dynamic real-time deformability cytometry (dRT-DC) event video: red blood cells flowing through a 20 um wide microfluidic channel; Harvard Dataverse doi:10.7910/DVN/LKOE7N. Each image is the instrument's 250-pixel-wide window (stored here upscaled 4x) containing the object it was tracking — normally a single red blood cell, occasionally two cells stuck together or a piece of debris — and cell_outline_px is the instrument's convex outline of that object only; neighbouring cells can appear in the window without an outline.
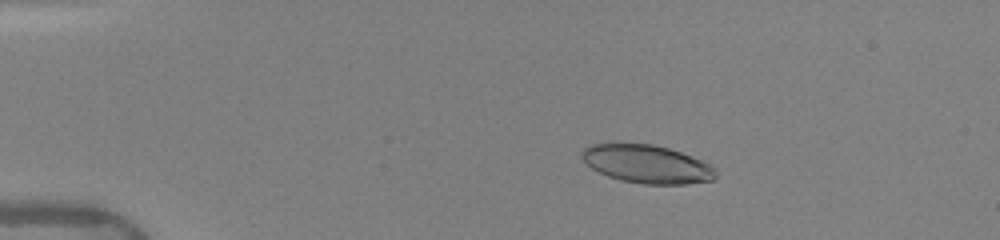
{"species": "human", "species_latin": "Homo sapiens", "temperature_condition": "warm", "stored_images_in_passage": 51, "camera_frame_rate_fps": 3000, "um_per_image_px": 0.085, "donor": {"sex": "female"}, "frame": {"image": 1, "passage_image": 10, "time_ms": 3.0, "image_size_px": [1000, 240], "cell_outline_px": [[716, 176], [712, 180], [688, 184], [644, 184], [620, 180], [608, 176], [592, 168], [580, 156], [580, 152], [584, 148], [592, 144], [652, 144], [668, 148], [692, 156], [712, 164], [716, 168]], "centroid_in_image_um": [55.02, 13.95], "position_along_channel_um": 30.0, "area_um2": 29.77}}
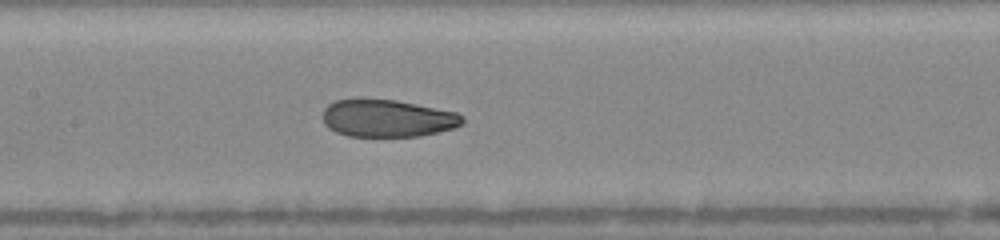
{"frame": {"image": 2, "passage_image": 26, "time_ms": 8.333, "image_size_px": [1000, 240], "cell_outline_px": [[464, 124], [456, 128], [420, 136], [348, 136], [336, 132], [328, 128], [324, 124], [324, 108], [328, 104], [336, 100], [360, 96], [396, 100], [456, 112], [464, 116]], "centroid_in_image_um": [32.92, 10.02], "position_along_channel_um": 174.5, "area_um2": 31.15}}
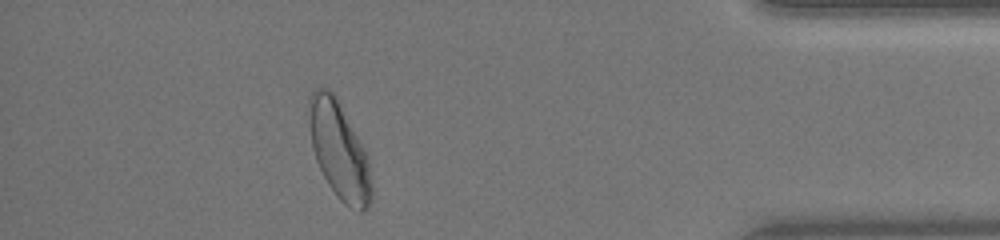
{"frame": {"image": 3, "passage_image": 46, "time_ms": 15.0, "image_size_px": [1000, 240], "cell_outline_px": [[372, 200], [368, 208], [364, 212], [360, 212], [344, 204], [336, 196], [328, 184], [316, 160], [312, 148], [308, 100], [308, 96], [316, 88], [328, 88], [332, 92], [364, 148], [368, 156], [372, 184]], "centroid_in_image_um": [28.84, 12.85], "position_along_channel_um": 406.4, "area_um2": 35.03}, "authors_computed_cell_mechanics": {"area_um2": 31.6166, "velocity_mm_per_s": 4.032, "shape_relaxation_time_tau1_ms": 5.3777, "shape_relaxation_time_tau2_ms": 1.2905, "deformation_change_tau1": 0.1813, "deformation_change_tau2": 0.0712}}